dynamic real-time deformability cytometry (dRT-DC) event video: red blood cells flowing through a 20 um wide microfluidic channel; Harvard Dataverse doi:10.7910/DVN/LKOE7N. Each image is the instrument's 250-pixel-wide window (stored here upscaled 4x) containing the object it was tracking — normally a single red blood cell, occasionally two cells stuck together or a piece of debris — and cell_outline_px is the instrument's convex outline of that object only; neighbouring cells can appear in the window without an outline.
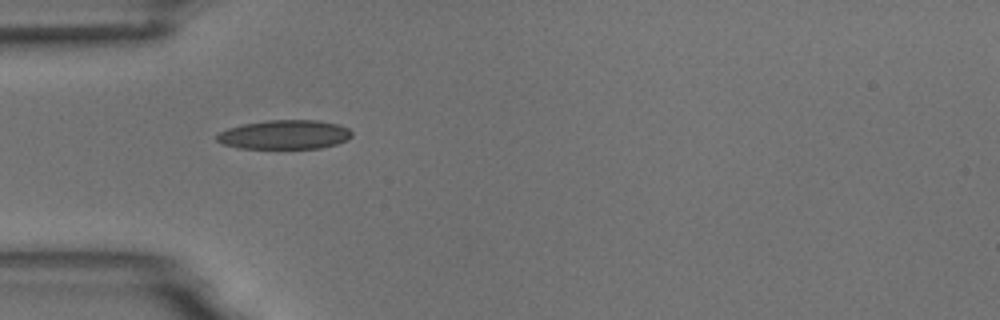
{"species": "common noctule bat (a hibernating species)", "species_latin": "Nyctalus noctula", "temperature_condition": "room temperature", "stored_images_in_passage": 5, "camera_frame_rate_fps": 3000, "um_per_image_px": 0.085, "animal": {"sex": "male", "body_mass_g": 18.8}, "frame": {"image": 1, "passage_image": 4, "time_ms": 4.667, "image_size_px": [1000, 320], "cell_outline_px": [[352, 136], [348, 140], [336, 144], [320, 148], [236, 148], [224, 144], [216, 140], [216, 136], [220, 132], [228, 128], [240, 124], [268, 120], [316, 120], [336, 124], [348, 128], [352, 132]], "centroid_in_image_um": [24.18, 11.44], "position_along_channel_um": 60.8, "area_um2": 22.95}}